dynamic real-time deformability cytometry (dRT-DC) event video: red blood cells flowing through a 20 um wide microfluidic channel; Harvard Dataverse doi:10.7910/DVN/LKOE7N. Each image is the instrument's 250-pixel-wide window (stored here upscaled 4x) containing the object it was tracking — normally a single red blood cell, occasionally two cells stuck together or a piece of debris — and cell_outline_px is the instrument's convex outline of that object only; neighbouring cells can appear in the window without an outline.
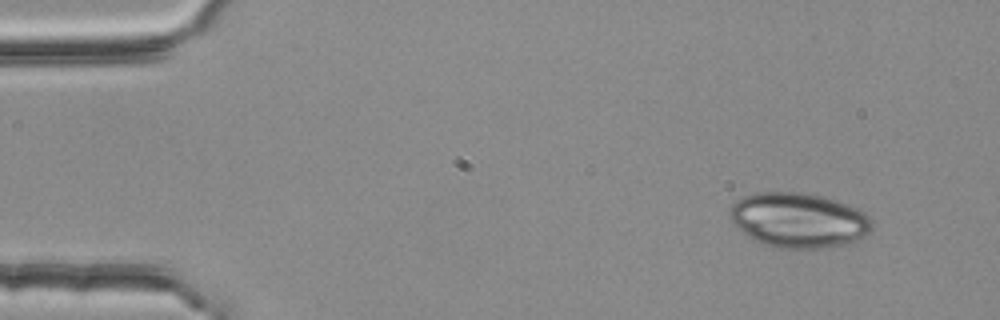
{"species": "common noctule bat (a hibernating species)", "species_latin": "Nyctalus noctula", "temperature_condition": "room temperature", "stored_images_in_passage": 2, "camera_frame_rate_fps": 3000, "um_per_image_px": 0.085, "animal": {"sex": "female", "body_mass_g": 25.1}, "frame": {"image": 1, "passage_image": 1, "time_ms": 0.0, "image_size_px": [1000, 320], "cell_outline_px": [[872, 232], [848, 244], [828, 248], [796, 252], [772, 248], [752, 240], [732, 224], [728, 216], [728, 212], [732, 204], [736, 200], [744, 196], [756, 192], [796, 192], [824, 196], [848, 204], [864, 212], [872, 220]], "centroid_in_image_um": [67.86, 18.77], "position_along_channel_um": 17.1, "area_um2": 47.05}}